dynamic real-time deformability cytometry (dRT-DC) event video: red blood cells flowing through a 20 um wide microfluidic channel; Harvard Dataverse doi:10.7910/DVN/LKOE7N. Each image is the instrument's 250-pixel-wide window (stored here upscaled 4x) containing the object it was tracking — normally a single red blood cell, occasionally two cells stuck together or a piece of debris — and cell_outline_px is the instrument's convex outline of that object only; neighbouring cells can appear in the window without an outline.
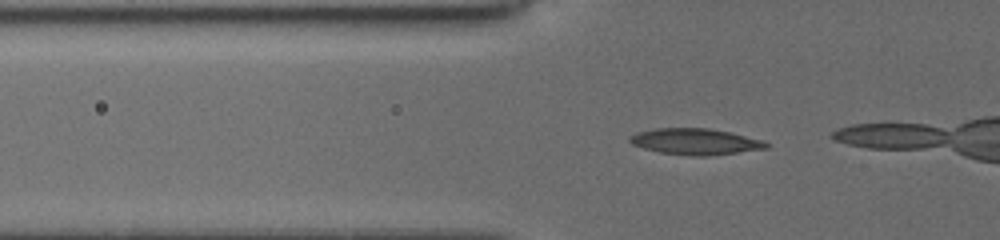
{"species": "common noctule bat (a hibernating species)", "species_latin": "Nyctalus noctula", "temperature_condition": "cold", "stored_images_in_passage": 11, "camera_frame_rate_fps": 3000, "um_per_image_px": 0.085, "animal": {"sex": "female", "body_mass_g": 19.5, "forearm_length_mm": 54.1}, "frame": {"image": 1, "passage_image": 8, "time_ms": 2.333, "image_size_px": [1000, 240], "cell_outline_px": [[772, 144], [768, 148], [708, 156], [692, 156], [660, 152], [644, 148], [632, 144], [628, 140], [628, 136], [636, 132], [656, 128], [708, 128], [728, 132], [764, 140]], "centroid_in_image_um": [59.11, 12.03], "position_along_channel_um": 66.7, "area_um2": 20.87}}